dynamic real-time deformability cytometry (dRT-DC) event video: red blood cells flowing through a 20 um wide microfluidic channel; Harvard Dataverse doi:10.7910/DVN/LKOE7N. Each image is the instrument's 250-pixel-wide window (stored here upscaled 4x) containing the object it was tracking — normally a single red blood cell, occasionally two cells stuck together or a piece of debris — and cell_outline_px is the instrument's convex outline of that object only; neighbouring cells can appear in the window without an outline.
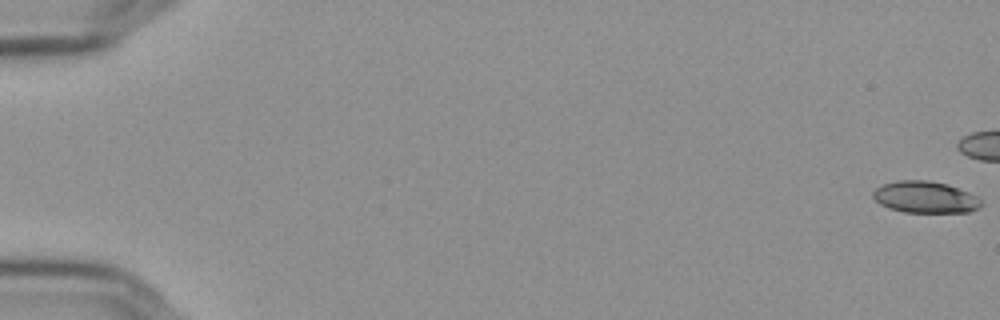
{"species": "Egyptian fruit bat (a non-hibernating species)", "species_latin": "Rousettus aegyptiacus", "temperature_condition": "cold", "stored_images_in_passage": 47, "camera_frame_rate_fps": 3000, "um_per_image_px": 0.085, "frame": {"image": 1, "passage_image": 1, "time_ms": 0.0, "image_size_px": [1000, 320], "cell_outline_px": [[984, 204], [968, 212], [904, 212], [888, 208], [880, 204], [872, 196], [872, 192], [876, 188], [884, 184], [896, 180], [928, 180], [948, 184], [968, 192], [976, 196]], "centroid_in_image_um": [78.62, 16.75], "position_along_channel_um": 6.4, "area_um2": 19.94}}
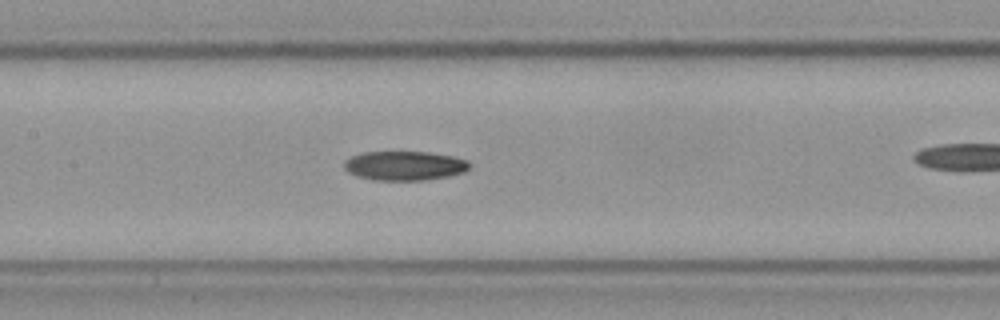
{"frame": {"image": 2, "passage_image": 29, "time_ms": 9.333, "image_size_px": [1000, 320], "cell_outline_px": [[472, 164], [464, 172], [448, 176], [424, 180], [372, 180], [356, 176], [348, 172], [344, 168], [344, 164], [352, 156], [364, 152], [428, 152], [452, 156], [468, 160]], "centroid_in_image_um": [34.41, 14.09], "position_along_channel_um": 173.0, "area_um2": 21.33}}
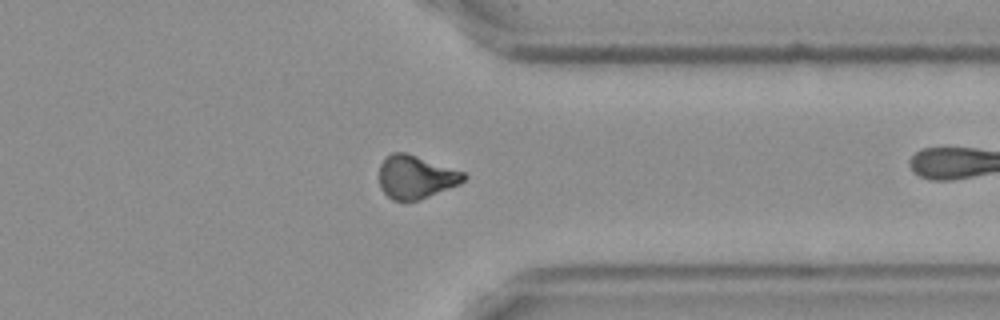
{"frame": {"image": 3, "passage_image": 46, "time_ms": 15.0, "image_size_px": [1000, 320], "cell_outline_px": [[468, 176], [460, 184], [428, 196], [416, 200], [392, 200], [380, 188], [380, 164], [392, 152], [404, 152], [464, 172]], "centroid_in_image_um": [35.34, 15.05], "position_along_channel_um": 376.1, "area_um2": 20.87}}